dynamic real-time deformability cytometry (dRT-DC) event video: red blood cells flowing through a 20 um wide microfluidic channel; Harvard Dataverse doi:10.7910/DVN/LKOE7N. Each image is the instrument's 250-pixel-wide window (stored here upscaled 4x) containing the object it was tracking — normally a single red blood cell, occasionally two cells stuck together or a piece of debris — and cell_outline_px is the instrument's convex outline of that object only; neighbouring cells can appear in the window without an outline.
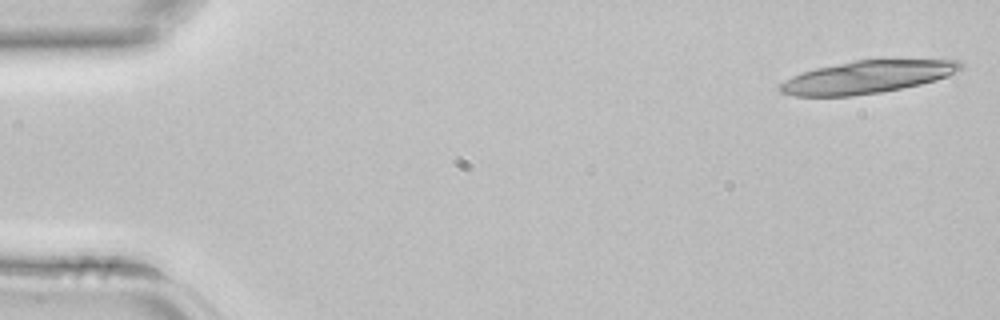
{"species": "common noctule bat (a hibernating species)", "species_latin": "Nyctalus noctula", "temperature_condition": "room temperature", "stored_images_in_passage": 4, "camera_frame_rate_fps": 3000, "um_per_image_px": 0.085, "animal": {"sex": "female", "body_mass_g": 22.7, "forearm_length_mm": 54.2}, "frame": {"image": 1, "passage_image": 1, "time_ms": 0.0, "image_size_px": [1000, 320], "cell_outline_px": [[964, 68], [948, 76], [936, 80], [920, 84], [880, 92], [852, 96], [792, 96], [780, 92], [780, 84], [792, 76], [816, 68], [856, 60], [960, 60], [964, 64]], "centroid_in_image_um": [73.74, 6.55], "position_along_channel_um": 11.3, "area_um2": 33.99}}